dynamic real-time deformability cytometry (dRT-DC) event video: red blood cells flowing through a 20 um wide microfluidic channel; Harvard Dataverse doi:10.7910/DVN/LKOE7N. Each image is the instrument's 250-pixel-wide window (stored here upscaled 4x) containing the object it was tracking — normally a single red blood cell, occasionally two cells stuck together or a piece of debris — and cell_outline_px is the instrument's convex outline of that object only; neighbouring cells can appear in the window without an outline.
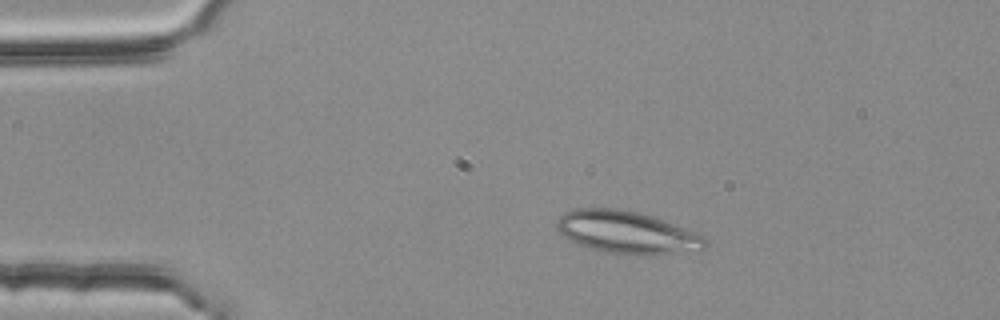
{"species": "common noctule bat (a hibernating species)", "species_latin": "Nyctalus noctula", "temperature_condition": "room temperature", "stored_images_in_passage": 2, "camera_frame_rate_fps": 3000, "um_per_image_px": 0.085, "animal": {"sex": "female", "body_mass_g": 25.1}, "frame": {"image": 1, "passage_image": 1, "time_ms": 0.0, "image_size_px": [1000, 320], "cell_outline_px": [[708, 244], [704, 248], [648, 256], [636, 256], [600, 252], [576, 244], [564, 236], [556, 228], [556, 220], [564, 212], [576, 208], [620, 208], [640, 212], [664, 220], [704, 236], [708, 240]], "centroid_in_image_um": [53.23, 19.75], "position_along_channel_um": 31.8, "area_um2": 37.17}}